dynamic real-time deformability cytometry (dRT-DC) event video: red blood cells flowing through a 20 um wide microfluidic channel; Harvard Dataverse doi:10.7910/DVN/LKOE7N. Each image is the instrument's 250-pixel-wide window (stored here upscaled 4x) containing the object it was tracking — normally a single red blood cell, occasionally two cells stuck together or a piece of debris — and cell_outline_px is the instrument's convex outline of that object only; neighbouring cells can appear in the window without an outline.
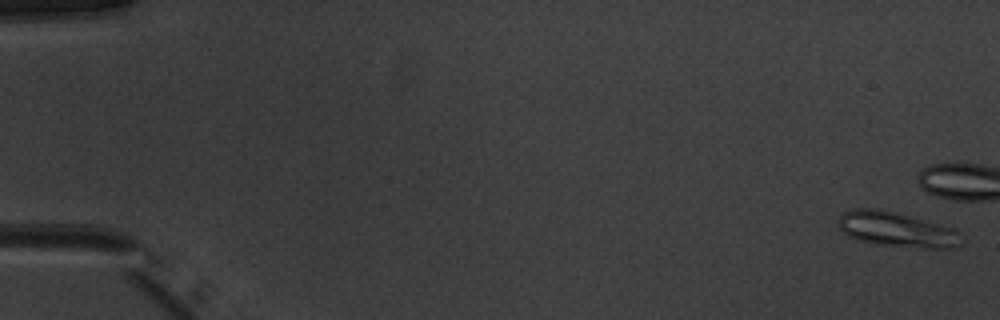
{"species": "common noctule bat (a hibernating species)", "species_latin": "Nyctalus noctula", "temperature_condition": "warm", "stored_images_in_passage": 18, "camera_frame_rate_fps": 3000, "um_per_image_px": 0.085, "animal": {"sex": "male", "body_mass_g": 20.1, "forearm_length_mm": 53.5}, "frame": {"image": 1, "passage_image": 1, "time_ms": 0.0, "image_size_px": [1000, 320], "cell_outline_px": [[964, 244], [952, 248], [924, 248], [872, 244], [856, 240], [848, 236], [840, 228], [836, 220], [848, 208], [876, 208], [896, 212], [956, 228]], "centroid_in_image_um": [76.21, 19.5], "position_along_channel_um": 8.8, "area_um2": 25.55}}